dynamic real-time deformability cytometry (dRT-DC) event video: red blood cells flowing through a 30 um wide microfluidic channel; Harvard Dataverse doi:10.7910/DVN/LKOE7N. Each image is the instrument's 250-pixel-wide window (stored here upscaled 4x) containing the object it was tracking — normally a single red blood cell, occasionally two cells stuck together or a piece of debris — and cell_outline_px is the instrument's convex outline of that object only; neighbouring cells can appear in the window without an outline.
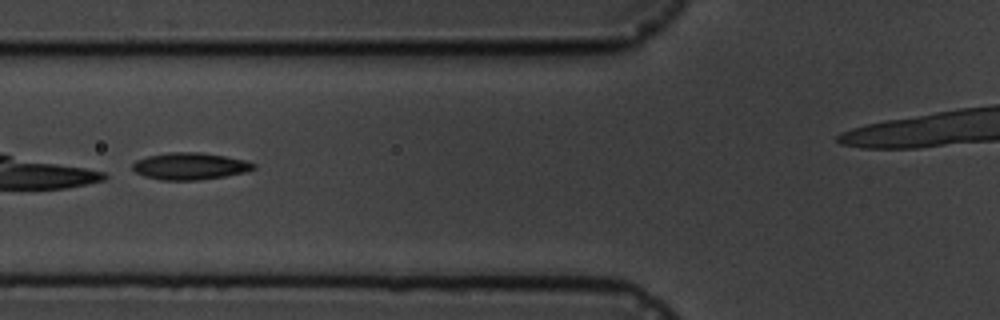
{"species": "common noctule bat (a hibernating species)", "species_latin": "Nyctalus noctula", "temperature_condition": "cold", "stored_images_in_passage": 9, "camera_frame_rate_fps": 3000, "um_per_image_px": 0.085, "animal": {"sex": "male", "body_mass_g": 19.5, "forearm_length_mm": 54.6}, "frame": {"image": 1, "passage_image": 8, "time_ms": 7.667, "image_size_px": [1000, 320], "cell_outline_px": [[256, 168], [248, 172], [200, 180], [160, 180], [144, 176], [136, 172], [132, 168], [132, 164], [136, 160], [148, 156], [168, 152], [200, 152], [248, 160], [256, 164]], "centroid_in_image_um": [16.18, 14.12], "position_along_channel_um": 109.6, "area_um2": 19.19}}
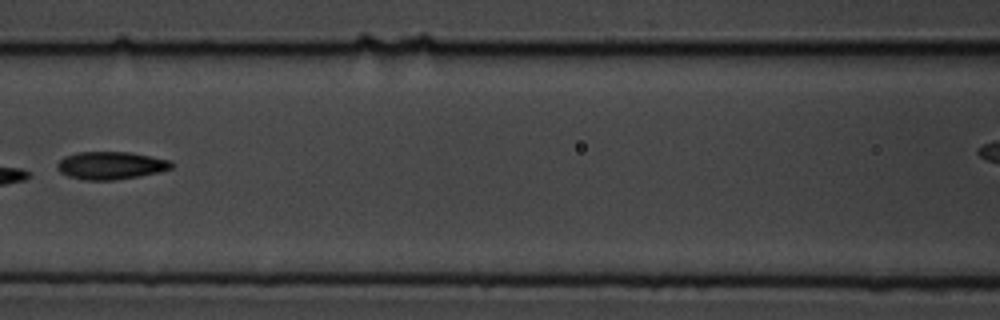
{"frame": {"image": 2, "passage_image": 9, "time_ms": 9.0, "image_size_px": [1000, 320], "cell_outline_px": [[172, 168], [160, 172], [140, 176], [112, 180], [84, 180], [68, 176], [60, 172], [56, 168], [56, 164], [64, 156], [76, 152], [132, 152], [172, 160]], "centroid_in_image_um": [9.42, 14.06], "position_along_channel_um": 157.2, "area_um2": 18.67}}